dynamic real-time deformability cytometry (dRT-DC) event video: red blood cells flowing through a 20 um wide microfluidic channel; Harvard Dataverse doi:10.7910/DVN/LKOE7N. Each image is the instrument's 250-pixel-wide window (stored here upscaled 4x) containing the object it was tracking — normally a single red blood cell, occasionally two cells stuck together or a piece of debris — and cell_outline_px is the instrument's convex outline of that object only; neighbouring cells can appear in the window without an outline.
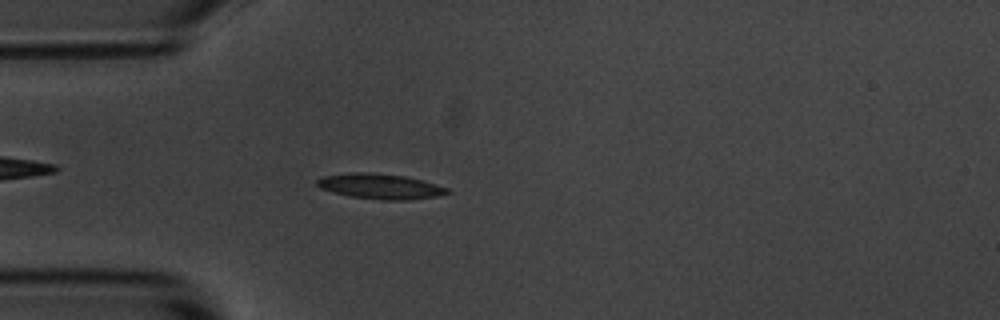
{"species": "common noctule bat (a hibernating species)", "species_latin": "Nyctalus noctula", "temperature_condition": "room temperature", "stored_images_in_passage": 5, "camera_frame_rate_fps": 3000, "um_per_image_px": 0.085, "animal": {"sex": "male", "body_mass_g": 20.1, "forearm_length_mm": 53.5}, "frame": {"image": 1, "passage_image": 5, "time_ms": 4.667, "image_size_px": [1000, 320], "cell_outline_px": [[452, 192], [436, 196], [408, 200], [384, 200], [352, 196], [332, 192], [320, 188], [316, 184], [316, 180], [324, 176], [352, 172], [372, 172], [404, 176], [436, 184], [448, 188]], "centroid_in_image_um": [32.31, 15.83], "position_along_channel_um": 52.7, "area_um2": 19.02}}